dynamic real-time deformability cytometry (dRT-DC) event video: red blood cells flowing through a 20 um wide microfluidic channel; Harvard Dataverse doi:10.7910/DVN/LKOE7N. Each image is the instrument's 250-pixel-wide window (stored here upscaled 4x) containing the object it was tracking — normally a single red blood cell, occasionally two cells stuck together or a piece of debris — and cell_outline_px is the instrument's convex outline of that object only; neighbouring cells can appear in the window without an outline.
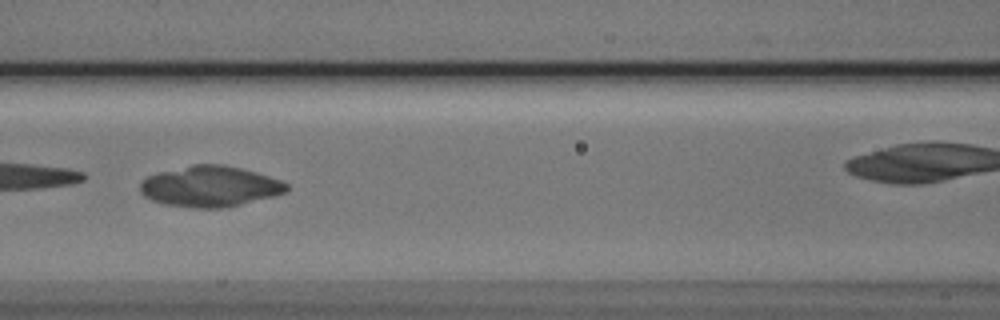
{"species": "Egyptian fruit bat (a non-hibernating species)", "species_latin": "Rousettus aegyptiacus", "temperature_condition": "cold", "stored_images_in_passage": 25, "camera_frame_rate_fps": 3000, "um_per_image_px": 0.085, "animal": {"sex": "male"}, "frame": {"image": 1, "passage_image": 8, "time_ms": 2.333, "image_size_px": [1000, 320], "cell_outline_px": [[288, 192], [276, 196], [240, 204], [220, 208], [192, 208], [164, 204], [152, 200], [144, 196], [140, 192], [140, 180], [148, 176], [160, 172], [192, 164], [224, 164], [256, 172], [280, 180], [288, 184]], "centroid_in_image_um": [17.85, 15.84], "position_along_channel_um": 148.8, "area_um2": 34.91}}
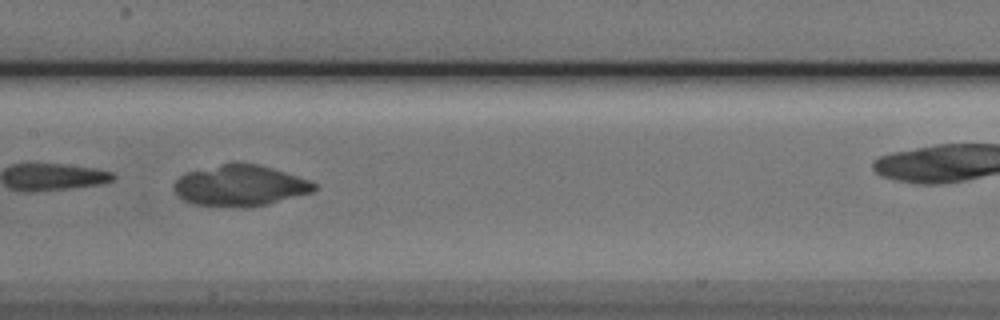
{"frame": {"image": 2, "passage_image": 11, "time_ms": 3.333, "image_size_px": [1000, 320], "cell_outline_px": [[316, 188], [312, 192], [268, 204], [248, 208], [232, 208], [196, 204], [184, 200], [172, 188], [172, 184], [184, 172], [232, 160], [236, 160], [260, 164], [312, 180], [316, 184]], "centroid_in_image_um": [20.39, 15.74], "position_along_channel_um": 187.0, "area_um2": 34.56}, "authors_computed_cell_mechanics": {"area_um2": 18.4382, "velocity_mm_per_s": 3.8554, "shape_relaxation_time_tau1_ms": null, "shape_relaxation_time_tau2_ms": 4.7833, "deformation_change_tau1": null, "deformation_change_tau2": 0.1958}}